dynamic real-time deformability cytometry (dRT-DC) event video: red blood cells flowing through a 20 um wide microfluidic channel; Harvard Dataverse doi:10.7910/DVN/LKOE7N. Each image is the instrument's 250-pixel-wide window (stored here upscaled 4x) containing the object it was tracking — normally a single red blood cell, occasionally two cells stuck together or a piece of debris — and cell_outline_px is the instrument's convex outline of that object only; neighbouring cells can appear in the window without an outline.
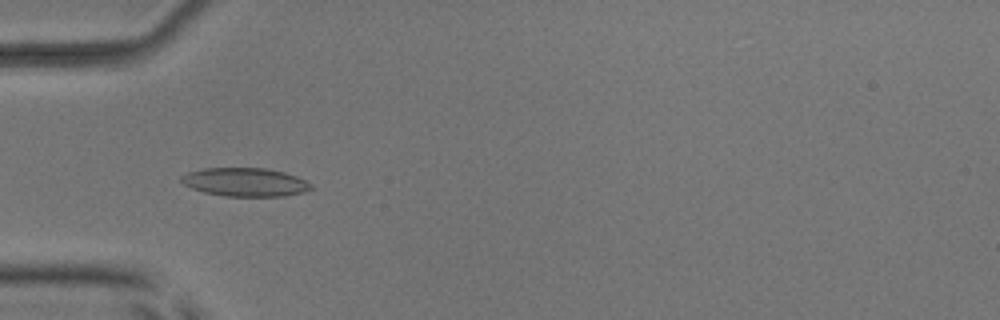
{"species": "common noctule bat (a hibernating species)", "species_latin": "Nyctalus noctula", "temperature_condition": "room temperature", "stored_images_in_passage": 44, "camera_frame_rate_fps": 3000, "um_per_image_px": 0.085, "animal": {"sex": "male", "body_mass_g": 17.9, "forearm_length_mm": 54.2}, "frame": {"image": 1, "passage_image": 17, "time_ms": 5.333, "image_size_px": [1000, 320], "cell_outline_px": [[312, 188], [304, 192], [284, 196], [224, 196], [204, 192], [192, 188], [184, 184], [180, 180], [180, 176], [188, 172], [204, 168], [264, 168], [284, 172], [296, 176], [312, 184]], "centroid_in_image_um": [20.83, 15.48], "position_along_channel_um": 64.2, "area_um2": 21.5}}
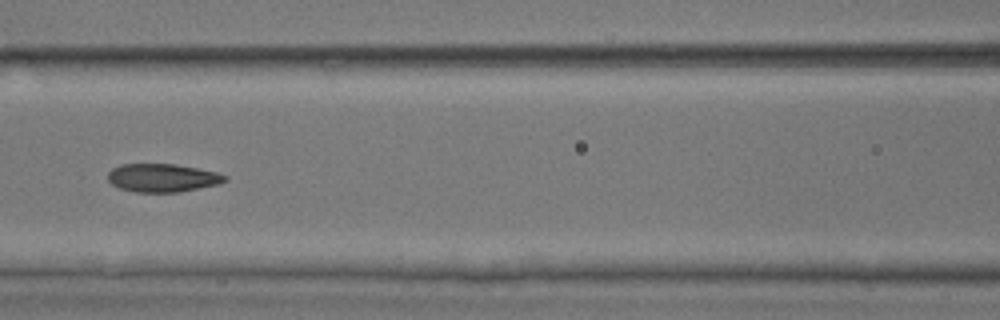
{"frame": {"image": 2, "passage_image": 24, "time_ms": 7.667, "image_size_px": [1000, 320], "cell_outline_px": [[228, 180], [216, 184], [180, 192], [136, 192], [120, 188], [112, 184], [108, 180], [108, 172], [112, 168], [120, 164], [176, 164], [216, 172], [228, 176]], "centroid_in_image_um": [13.79, 15.11], "position_along_channel_um": 152.8, "area_um2": 19.19}}
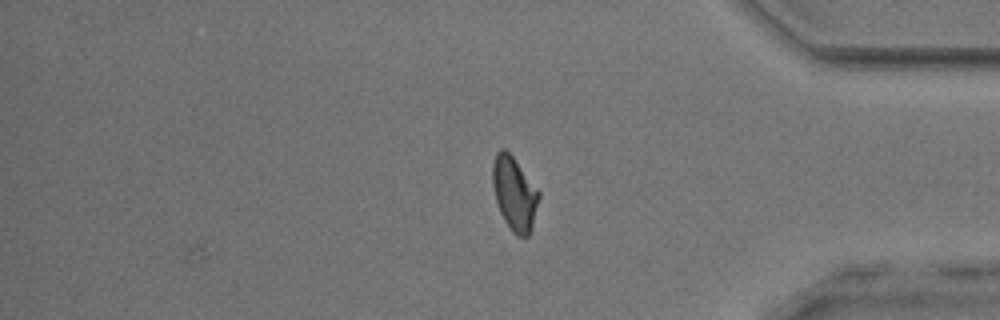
{"frame": {"image": 3, "passage_image": 44, "time_ms": 14.333, "image_size_px": [1000, 320], "cell_outline_px": [[540, 196], [532, 228], [528, 236], [516, 236], [512, 232], [504, 220], [500, 212], [496, 200], [492, 184], [492, 164], [496, 152], [500, 148], [504, 148], [512, 156], [540, 192]], "centroid_in_image_um": [43.71, 16.46], "position_along_channel_um": 391.5, "area_um2": 19.83}, "authors_computed_cell_mechanics": {"area_um2": 19.8832, "velocity_mm_per_s": 3.885, "shape_relaxation_time_tau1_ms": 4.0386, "shape_relaxation_time_tau2_ms": 1.8779, "deformation_change_tau1": 0.1138, "deformation_change_tau2": 0.0862}}